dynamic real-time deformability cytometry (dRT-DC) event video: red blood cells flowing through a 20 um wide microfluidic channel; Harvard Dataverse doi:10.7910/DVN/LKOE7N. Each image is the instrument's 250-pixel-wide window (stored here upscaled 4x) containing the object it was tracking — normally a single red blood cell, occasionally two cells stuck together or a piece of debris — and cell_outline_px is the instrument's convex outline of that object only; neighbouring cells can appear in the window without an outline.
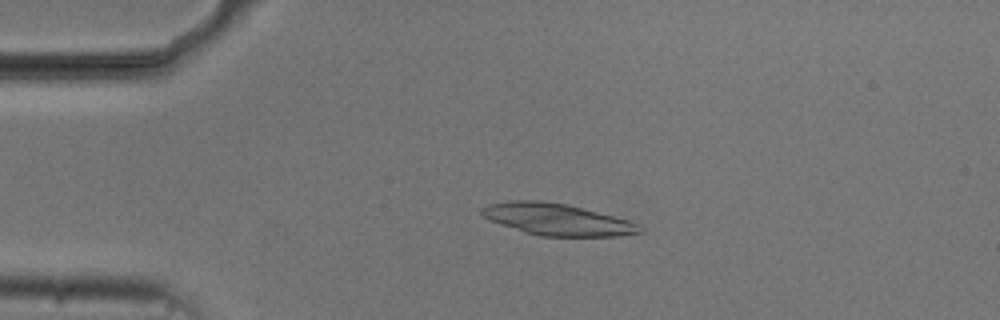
{"species": "common noctule bat (a hibernating species)", "species_latin": "Nyctalus noctula", "temperature_condition": "cold", "stored_images_in_passage": 54, "camera_frame_rate_fps": 3000, "um_per_image_px": 0.085, "animal": {"sex": "male", "body_mass_g": 20.5, "forearm_length_mm": 52.5}, "frame": {"image": 1, "passage_image": 12, "time_ms": 3.667, "image_size_px": [1000, 320], "cell_outline_px": [[644, 232], [620, 236], [540, 236], [524, 232], [492, 220], [484, 216], [480, 212], [480, 208], [488, 204], [512, 200], [544, 200], [568, 204], [628, 220], [640, 224]], "centroid_in_image_um": [47.39, 18.64], "position_along_channel_um": 37.6, "area_um2": 29.13}}
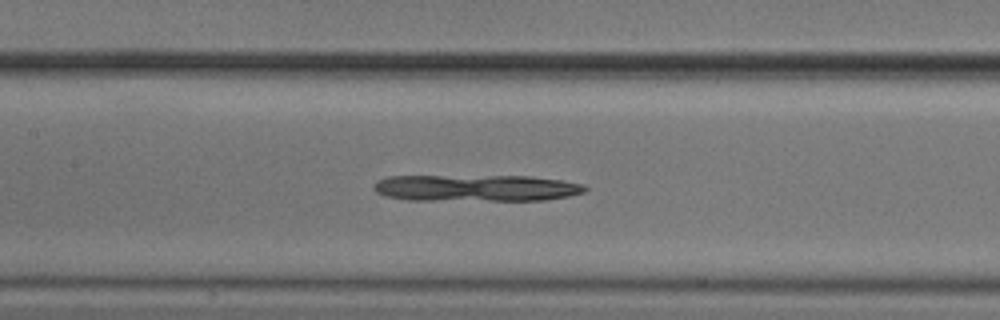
{"frame": {"image": 2, "passage_image": 25, "time_ms": 8.0, "image_size_px": [1000, 320], "cell_outline_px": [[588, 188], [584, 192], [568, 196], [544, 200], [408, 200], [388, 196], [376, 192], [372, 188], [376, 180], [388, 176], [528, 176], [564, 180], [584, 184]], "centroid_in_image_um": [40.47, 15.97], "position_along_channel_um": 166.9, "area_um2": 32.95}}
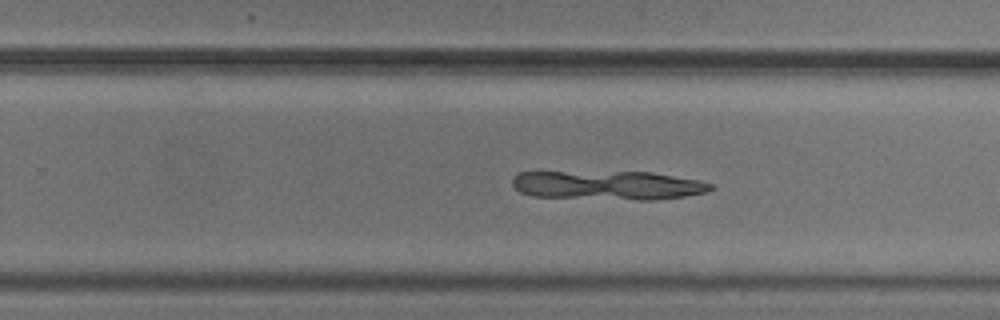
{"frame": {"image": 3, "passage_image": 34, "time_ms": 11.0, "image_size_px": [1000, 320], "cell_outline_px": [[716, 188], [708, 192], [684, 196], [652, 200], [636, 200], [532, 196], [520, 192], [512, 184], [512, 176], [516, 172], [652, 172], [696, 180], [716, 184]], "centroid_in_image_um": [51.69, 15.75], "position_along_channel_um": 278.1, "area_um2": 33.7}}